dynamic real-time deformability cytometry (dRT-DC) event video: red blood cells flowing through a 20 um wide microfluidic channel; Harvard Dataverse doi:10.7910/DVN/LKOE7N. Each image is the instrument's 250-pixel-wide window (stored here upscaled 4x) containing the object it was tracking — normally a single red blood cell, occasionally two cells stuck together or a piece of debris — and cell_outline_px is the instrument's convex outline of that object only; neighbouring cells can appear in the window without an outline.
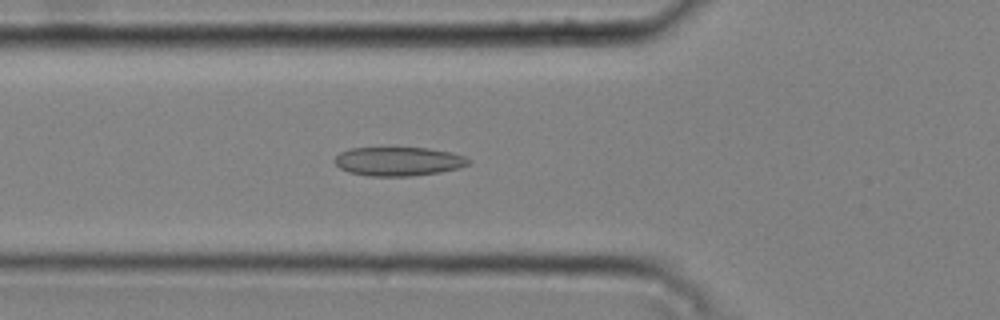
{"species": "common noctule bat (a hibernating species)", "species_latin": "Nyctalus noctula", "temperature_condition": "cold", "stored_images_in_passage": 51, "camera_frame_rate_fps": 3000, "um_per_image_px": 0.085, "animal": {"sex": "male", "body_mass_g": 20.4}, "frame": {"image": 1, "passage_image": 19, "time_ms": 6.0, "image_size_px": [1000, 320], "cell_outline_px": [[472, 160], [468, 164], [456, 168], [440, 172], [412, 176], [368, 176], [348, 172], [340, 168], [332, 160], [340, 152], [352, 148], [428, 148], [448, 152], [464, 156]], "centroid_in_image_um": [33.83, 13.72], "position_along_channel_um": 92.0, "area_um2": 22.43}}
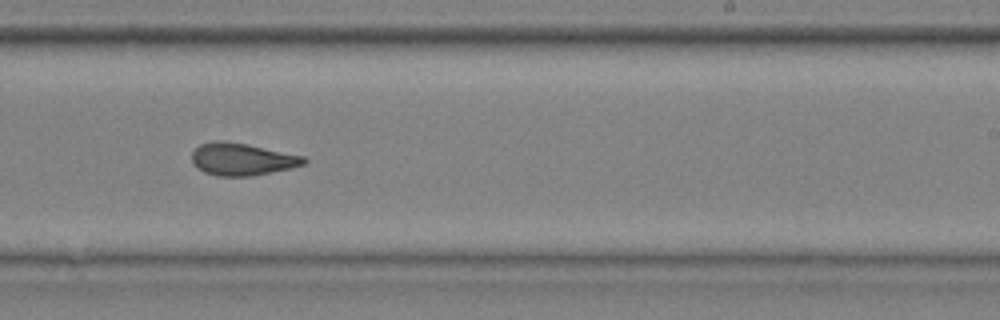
{"frame": {"image": 2, "passage_image": 33, "time_ms": 10.667, "image_size_px": [1000, 320], "cell_outline_px": [[308, 160], [304, 164], [292, 168], [252, 176], [216, 176], [204, 172], [192, 160], [192, 152], [200, 144], [212, 140], [224, 140], [248, 144], [304, 156]], "centroid_in_image_um": [20.59, 13.52], "position_along_channel_um": 268.4, "area_um2": 21.15}}
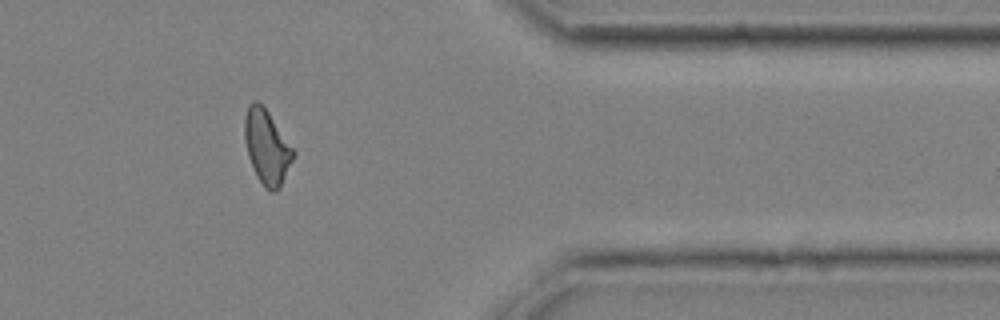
{"frame": {"image": 3, "passage_image": 44, "time_ms": 14.333, "image_size_px": [1000, 320], "cell_outline_px": [[296, 152], [280, 188], [276, 192], [268, 192], [264, 188], [256, 176], [248, 156], [244, 140], [244, 116], [248, 104], [252, 100], [256, 100], [268, 112]], "centroid_in_image_um": [22.66, 12.52], "position_along_channel_um": 388.7, "area_um2": 21.21}, "authors_computed_cell_mechanics": {"area_um2": 21.5594, "velocity_mm_per_s": 3.7758, "shape_relaxation_time_tau1_ms": null, "shape_relaxation_time_tau2_ms": 2.8759, "deformation_change_tau1": null, "deformation_change_tau2": 0.0913}}